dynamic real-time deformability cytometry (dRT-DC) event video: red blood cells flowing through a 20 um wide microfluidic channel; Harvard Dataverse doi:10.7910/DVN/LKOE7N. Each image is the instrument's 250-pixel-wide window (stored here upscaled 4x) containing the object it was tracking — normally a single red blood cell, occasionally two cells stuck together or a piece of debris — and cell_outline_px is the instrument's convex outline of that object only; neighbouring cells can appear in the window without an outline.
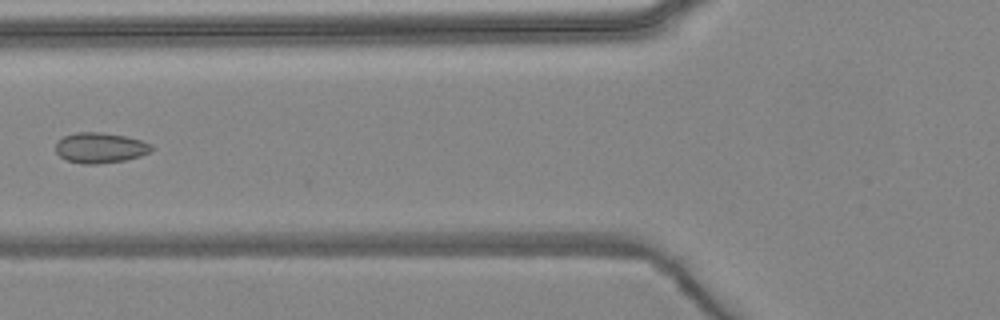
{"species": "common noctule bat (a hibernating species)", "species_latin": "Nyctalus noctula", "temperature_condition": "warm", "stored_images_in_passage": 6, "camera_frame_rate_fps": 3000, "um_per_image_px": 0.085, "animal": {"sex": "female", "body_mass_g": 24.6, "forearm_length_mm": 56.2}, "frame": {"image": 1, "passage_image": 6, "time_ms": 5.667, "image_size_px": [1000, 320], "cell_outline_px": [[152, 152], [140, 156], [124, 160], [96, 164], [80, 164], [68, 160], [60, 156], [56, 152], [56, 144], [64, 136], [76, 132], [100, 132], [124, 136], [140, 140], [152, 144]], "centroid_in_image_um": [8.53, 12.56], "position_along_channel_um": 117.3, "area_um2": 16.88}}